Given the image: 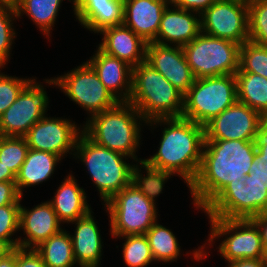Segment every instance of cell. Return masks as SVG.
<instances>
[{"instance_id":"6da1fadb","label":"cell","mask_w":267,"mask_h":267,"mask_svg":"<svg viewBox=\"0 0 267 267\" xmlns=\"http://www.w3.org/2000/svg\"><path fill=\"white\" fill-rule=\"evenodd\" d=\"M255 158V141L204 140L199 172L189 186L194 205L202 210L228 183L244 179Z\"/></svg>"},{"instance_id":"7a4b0ae2","label":"cell","mask_w":267,"mask_h":267,"mask_svg":"<svg viewBox=\"0 0 267 267\" xmlns=\"http://www.w3.org/2000/svg\"><path fill=\"white\" fill-rule=\"evenodd\" d=\"M147 123L150 126L163 123L167 127L162 131L158 151L143 161L151 167L180 175L189 188L202 162L204 126L183 117L155 119Z\"/></svg>"},{"instance_id":"3957f363","label":"cell","mask_w":267,"mask_h":267,"mask_svg":"<svg viewBox=\"0 0 267 267\" xmlns=\"http://www.w3.org/2000/svg\"><path fill=\"white\" fill-rule=\"evenodd\" d=\"M141 121L145 122L131 103L119 102L113 108L90 117L82 132L97 145L139 162L142 159L138 160L135 154L140 145Z\"/></svg>"},{"instance_id":"277c9868","label":"cell","mask_w":267,"mask_h":267,"mask_svg":"<svg viewBox=\"0 0 267 267\" xmlns=\"http://www.w3.org/2000/svg\"><path fill=\"white\" fill-rule=\"evenodd\" d=\"M128 102L140 112L147 124L155 119L181 117L184 94L144 61L132 69Z\"/></svg>"},{"instance_id":"5b68a950","label":"cell","mask_w":267,"mask_h":267,"mask_svg":"<svg viewBox=\"0 0 267 267\" xmlns=\"http://www.w3.org/2000/svg\"><path fill=\"white\" fill-rule=\"evenodd\" d=\"M73 155L88 169L105 204L131 183L133 165L125 161L128 156L97 145L83 132L77 139Z\"/></svg>"},{"instance_id":"8992f818","label":"cell","mask_w":267,"mask_h":267,"mask_svg":"<svg viewBox=\"0 0 267 267\" xmlns=\"http://www.w3.org/2000/svg\"><path fill=\"white\" fill-rule=\"evenodd\" d=\"M237 101V80L232 74L195 79L184 94L181 117L205 125Z\"/></svg>"},{"instance_id":"52a82bcc","label":"cell","mask_w":267,"mask_h":267,"mask_svg":"<svg viewBox=\"0 0 267 267\" xmlns=\"http://www.w3.org/2000/svg\"><path fill=\"white\" fill-rule=\"evenodd\" d=\"M240 44L201 32L182 47L196 79L235 73L239 70Z\"/></svg>"},{"instance_id":"ba28073f","label":"cell","mask_w":267,"mask_h":267,"mask_svg":"<svg viewBox=\"0 0 267 267\" xmlns=\"http://www.w3.org/2000/svg\"><path fill=\"white\" fill-rule=\"evenodd\" d=\"M105 205L113 237L145 234L157 221L156 203L131 183Z\"/></svg>"},{"instance_id":"9c48e42d","label":"cell","mask_w":267,"mask_h":267,"mask_svg":"<svg viewBox=\"0 0 267 267\" xmlns=\"http://www.w3.org/2000/svg\"><path fill=\"white\" fill-rule=\"evenodd\" d=\"M209 219L210 244L216 238L227 236L218 247V252L225 261L229 263L238 259L266 258L260 231L251 219Z\"/></svg>"},{"instance_id":"30bf717a","label":"cell","mask_w":267,"mask_h":267,"mask_svg":"<svg viewBox=\"0 0 267 267\" xmlns=\"http://www.w3.org/2000/svg\"><path fill=\"white\" fill-rule=\"evenodd\" d=\"M45 83L60 87L69 99L88 111L90 117L119 103L87 61L63 76L47 79Z\"/></svg>"},{"instance_id":"8fae6325","label":"cell","mask_w":267,"mask_h":267,"mask_svg":"<svg viewBox=\"0 0 267 267\" xmlns=\"http://www.w3.org/2000/svg\"><path fill=\"white\" fill-rule=\"evenodd\" d=\"M209 218L251 219L267 212V189L228 183L203 209Z\"/></svg>"},{"instance_id":"7c38bea8","label":"cell","mask_w":267,"mask_h":267,"mask_svg":"<svg viewBox=\"0 0 267 267\" xmlns=\"http://www.w3.org/2000/svg\"><path fill=\"white\" fill-rule=\"evenodd\" d=\"M35 81L33 78L0 116V135L24 137L45 116L49 98L43 85Z\"/></svg>"},{"instance_id":"4fadbf2b","label":"cell","mask_w":267,"mask_h":267,"mask_svg":"<svg viewBox=\"0 0 267 267\" xmlns=\"http://www.w3.org/2000/svg\"><path fill=\"white\" fill-rule=\"evenodd\" d=\"M201 32L242 45L249 40L248 5L218 0L201 14Z\"/></svg>"},{"instance_id":"5bb4252c","label":"cell","mask_w":267,"mask_h":267,"mask_svg":"<svg viewBox=\"0 0 267 267\" xmlns=\"http://www.w3.org/2000/svg\"><path fill=\"white\" fill-rule=\"evenodd\" d=\"M262 116L236 101L204 125L205 140L255 141Z\"/></svg>"},{"instance_id":"9a60e30c","label":"cell","mask_w":267,"mask_h":267,"mask_svg":"<svg viewBox=\"0 0 267 267\" xmlns=\"http://www.w3.org/2000/svg\"><path fill=\"white\" fill-rule=\"evenodd\" d=\"M81 133L82 129L71 120L44 116L29 129L24 138L30 149L50 152L63 159V156L75 151Z\"/></svg>"},{"instance_id":"2e32d148","label":"cell","mask_w":267,"mask_h":267,"mask_svg":"<svg viewBox=\"0 0 267 267\" xmlns=\"http://www.w3.org/2000/svg\"><path fill=\"white\" fill-rule=\"evenodd\" d=\"M146 62L183 94L196 79L180 46L147 43Z\"/></svg>"},{"instance_id":"e0dca14e","label":"cell","mask_w":267,"mask_h":267,"mask_svg":"<svg viewBox=\"0 0 267 267\" xmlns=\"http://www.w3.org/2000/svg\"><path fill=\"white\" fill-rule=\"evenodd\" d=\"M60 220L51 203L46 201L28 210L20 206L19 229L23 230L26 237L20 238L18 247L35 249L42 242L62 230Z\"/></svg>"},{"instance_id":"ac0fdd59","label":"cell","mask_w":267,"mask_h":267,"mask_svg":"<svg viewBox=\"0 0 267 267\" xmlns=\"http://www.w3.org/2000/svg\"><path fill=\"white\" fill-rule=\"evenodd\" d=\"M170 7L173 8L170 9L167 6L164 10L158 33L153 42L162 45L174 43L173 46L183 47L201 33V15L178 8L174 4Z\"/></svg>"},{"instance_id":"d6986e66","label":"cell","mask_w":267,"mask_h":267,"mask_svg":"<svg viewBox=\"0 0 267 267\" xmlns=\"http://www.w3.org/2000/svg\"><path fill=\"white\" fill-rule=\"evenodd\" d=\"M168 5H171V0H124L123 25L146 43L153 42Z\"/></svg>"},{"instance_id":"ffe728a7","label":"cell","mask_w":267,"mask_h":267,"mask_svg":"<svg viewBox=\"0 0 267 267\" xmlns=\"http://www.w3.org/2000/svg\"><path fill=\"white\" fill-rule=\"evenodd\" d=\"M87 62L97 73L106 89L119 102L129 101L132 90V66L104 53L99 48Z\"/></svg>"},{"instance_id":"44dd1931","label":"cell","mask_w":267,"mask_h":267,"mask_svg":"<svg viewBox=\"0 0 267 267\" xmlns=\"http://www.w3.org/2000/svg\"><path fill=\"white\" fill-rule=\"evenodd\" d=\"M98 48L104 53L119 58L135 67L146 61L147 43L130 28L122 25L104 28Z\"/></svg>"},{"instance_id":"7402d4cb","label":"cell","mask_w":267,"mask_h":267,"mask_svg":"<svg viewBox=\"0 0 267 267\" xmlns=\"http://www.w3.org/2000/svg\"><path fill=\"white\" fill-rule=\"evenodd\" d=\"M72 1L76 20L89 31L99 33L104 28L123 24L124 0Z\"/></svg>"},{"instance_id":"603a6c76","label":"cell","mask_w":267,"mask_h":267,"mask_svg":"<svg viewBox=\"0 0 267 267\" xmlns=\"http://www.w3.org/2000/svg\"><path fill=\"white\" fill-rule=\"evenodd\" d=\"M94 220L91 210L87 215L72 222L76 223L75 234L71 235L73 254L76 265L80 267H99L101 263L103 242Z\"/></svg>"},{"instance_id":"cb8c5ba5","label":"cell","mask_w":267,"mask_h":267,"mask_svg":"<svg viewBox=\"0 0 267 267\" xmlns=\"http://www.w3.org/2000/svg\"><path fill=\"white\" fill-rule=\"evenodd\" d=\"M49 202L61 223H72L91 211L84 189L79 187L72 174L64 179Z\"/></svg>"},{"instance_id":"d4e9b609","label":"cell","mask_w":267,"mask_h":267,"mask_svg":"<svg viewBox=\"0 0 267 267\" xmlns=\"http://www.w3.org/2000/svg\"><path fill=\"white\" fill-rule=\"evenodd\" d=\"M61 158L50 152L30 149L16 175V187L21 196L23 189L43 183L51 177Z\"/></svg>"},{"instance_id":"484cf974","label":"cell","mask_w":267,"mask_h":267,"mask_svg":"<svg viewBox=\"0 0 267 267\" xmlns=\"http://www.w3.org/2000/svg\"><path fill=\"white\" fill-rule=\"evenodd\" d=\"M237 101L267 117V78L255 73H235Z\"/></svg>"},{"instance_id":"4316f807","label":"cell","mask_w":267,"mask_h":267,"mask_svg":"<svg viewBox=\"0 0 267 267\" xmlns=\"http://www.w3.org/2000/svg\"><path fill=\"white\" fill-rule=\"evenodd\" d=\"M35 250L41 255L46 267H74L76 264L71 234L61 230L42 242Z\"/></svg>"},{"instance_id":"83f0119b","label":"cell","mask_w":267,"mask_h":267,"mask_svg":"<svg viewBox=\"0 0 267 267\" xmlns=\"http://www.w3.org/2000/svg\"><path fill=\"white\" fill-rule=\"evenodd\" d=\"M63 0H18L15 3L18 18L22 13L32 19L39 29L49 36L54 27Z\"/></svg>"},{"instance_id":"f1b7e54d","label":"cell","mask_w":267,"mask_h":267,"mask_svg":"<svg viewBox=\"0 0 267 267\" xmlns=\"http://www.w3.org/2000/svg\"><path fill=\"white\" fill-rule=\"evenodd\" d=\"M155 261L172 262L180 256L178 240L170 229L156 221L145 233Z\"/></svg>"},{"instance_id":"f546056e","label":"cell","mask_w":267,"mask_h":267,"mask_svg":"<svg viewBox=\"0 0 267 267\" xmlns=\"http://www.w3.org/2000/svg\"><path fill=\"white\" fill-rule=\"evenodd\" d=\"M140 167L133 165L131 171V184L139 189L150 201L155 203V197L160 195L165 181L171 178L172 173L151 167L143 160L138 162ZM136 165V166H135ZM146 170V176L141 174V169Z\"/></svg>"},{"instance_id":"4dcf8cb0","label":"cell","mask_w":267,"mask_h":267,"mask_svg":"<svg viewBox=\"0 0 267 267\" xmlns=\"http://www.w3.org/2000/svg\"><path fill=\"white\" fill-rule=\"evenodd\" d=\"M236 73H255L267 78V46L246 41L240 46L239 70Z\"/></svg>"},{"instance_id":"1f68e13d","label":"cell","mask_w":267,"mask_h":267,"mask_svg":"<svg viewBox=\"0 0 267 267\" xmlns=\"http://www.w3.org/2000/svg\"><path fill=\"white\" fill-rule=\"evenodd\" d=\"M123 243V259L128 267H146L154 261L145 234L126 235Z\"/></svg>"},{"instance_id":"d6a6232c","label":"cell","mask_w":267,"mask_h":267,"mask_svg":"<svg viewBox=\"0 0 267 267\" xmlns=\"http://www.w3.org/2000/svg\"><path fill=\"white\" fill-rule=\"evenodd\" d=\"M29 146L24 137L0 135V161L16 176L26 159Z\"/></svg>"},{"instance_id":"836d02e7","label":"cell","mask_w":267,"mask_h":267,"mask_svg":"<svg viewBox=\"0 0 267 267\" xmlns=\"http://www.w3.org/2000/svg\"><path fill=\"white\" fill-rule=\"evenodd\" d=\"M15 17L18 18L15 4L0 3V68L9 61L12 41L16 38L12 27Z\"/></svg>"},{"instance_id":"e575fe53","label":"cell","mask_w":267,"mask_h":267,"mask_svg":"<svg viewBox=\"0 0 267 267\" xmlns=\"http://www.w3.org/2000/svg\"><path fill=\"white\" fill-rule=\"evenodd\" d=\"M249 41L267 46V0L248 6Z\"/></svg>"},{"instance_id":"d590c367","label":"cell","mask_w":267,"mask_h":267,"mask_svg":"<svg viewBox=\"0 0 267 267\" xmlns=\"http://www.w3.org/2000/svg\"><path fill=\"white\" fill-rule=\"evenodd\" d=\"M21 204H9L0 207V239L5 240L13 249L18 247L19 239L12 235L19 230Z\"/></svg>"},{"instance_id":"8d00e7d4","label":"cell","mask_w":267,"mask_h":267,"mask_svg":"<svg viewBox=\"0 0 267 267\" xmlns=\"http://www.w3.org/2000/svg\"><path fill=\"white\" fill-rule=\"evenodd\" d=\"M32 80L0 73V116L15 102L19 93Z\"/></svg>"},{"instance_id":"74e56055","label":"cell","mask_w":267,"mask_h":267,"mask_svg":"<svg viewBox=\"0 0 267 267\" xmlns=\"http://www.w3.org/2000/svg\"><path fill=\"white\" fill-rule=\"evenodd\" d=\"M245 185L264 187L267 189V160L255 158L250 167V173L244 178Z\"/></svg>"},{"instance_id":"f35d334b","label":"cell","mask_w":267,"mask_h":267,"mask_svg":"<svg viewBox=\"0 0 267 267\" xmlns=\"http://www.w3.org/2000/svg\"><path fill=\"white\" fill-rule=\"evenodd\" d=\"M15 267H46V265L35 249L17 247L15 248Z\"/></svg>"},{"instance_id":"ab89813d","label":"cell","mask_w":267,"mask_h":267,"mask_svg":"<svg viewBox=\"0 0 267 267\" xmlns=\"http://www.w3.org/2000/svg\"><path fill=\"white\" fill-rule=\"evenodd\" d=\"M22 198L15 181L0 182V207L9 204H20Z\"/></svg>"},{"instance_id":"60d3db41","label":"cell","mask_w":267,"mask_h":267,"mask_svg":"<svg viewBox=\"0 0 267 267\" xmlns=\"http://www.w3.org/2000/svg\"><path fill=\"white\" fill-rule=\"evenodd\" d=\"M218 0H171L176 7L201 15Z\"/></svg>"},{"instance_id":"b9f144b4","label":"cell","mask_w":267,"mask_h":267,"mask_svg":"<svg viewBox=\"0 0 267 267\" xmlns=\"http://www.w3.org/2000/svg\"><path fill=\"white\" fill-rule=\"evenodd\" d=\"M256 158L267 160V117H263L255 137Z\"/></svg>"},{"instance_id":"7bdbcfd3","label":"cell","mask_w":267,"mask_h":267,"mask_svg":"<svg viewBox=\"0 0 267 267\" xmlns=\"http://www.w3.org/2000/svg\"><path fill=\"white\" fill-rule=\"evenodd\" d=\"M251 220L256 224L260 231L262 244L267 254V212L256 215L252 217Z\"/></svg>"},{"instance_id":"ee69618b","label":"cell","mask_w":267,"mask_h":267,"mask_svg":"<svg viewBox=\"0 0 267 267\" xmlns=\"http://www.w3.org/2000/svg\"><path fill=\"white\" fill-rule=\"evenodd\" d=\"M228 264V267H267V260L266 258L238 259Z\"/></svg>"},{"instance_id":"f6af8a7d","label":"cell","mask_w":267,"mask_h":267,"mask_svg":"<svg viewBox=\"0 0 267 267\" xmlns=\"http://www.w3.org/2000/svg\"><path fill=\"white\" fill-rule=\"evenodd\" d=\"M16 176L0 161V182L15 181Z\"/></svg>"},{"instance_id":"bcb514c9","label":"cell","mask_w":267,"mask_h":267,"mask_svg":"<svg viewBox=\"0 0 267 267\" xmlns=\"http://www.w3.org/2000/svg\"><path fill=\"white\" fill-rule=\"evenodd\" d=\"M0 267H15V248L4 259L0 260Z\"/></svg>"},{"instance_id":"7dc6e473","label":"cell","mask_w":267,"mask_h":267,"mask_svg":"<svg viewBox=\"0 0 267 267\" xmlns=\"http://www.w3.org/2000/svg\"><path fill=\"white\" fill-rule=\"evenodd\" d=\"M12 250L13 248L5 240L0 239V260L10 254Z\"/></svg>"},{"instance_id":"c3c4849f","label":"cell","mask_w":267,"mask_h":267,"mask_svg":"<svg viewBox=\"0 0 267 267\" xmlns=\"http://www.w3.org/2000/svg\"><path fill=\"white\" fill-rule=\"evenodd\" d=\"M242 1L249 6L252 3H255V2H258V1H262V0H242Z\"/></svg>"},{"instance_id":"681fc988","label":"cell","mask_w":267,"mask_h":267,"mask_svg":"<svg viewBox=\"0 0 267 267\" xmlns=\"http://www.w3.org/2000/svg\"><path fill=\"white\" fill-rule=\"evenodd\" d=\"M18 0H0V3H11L15 4Z\"/></svg>"}]
</instances>
